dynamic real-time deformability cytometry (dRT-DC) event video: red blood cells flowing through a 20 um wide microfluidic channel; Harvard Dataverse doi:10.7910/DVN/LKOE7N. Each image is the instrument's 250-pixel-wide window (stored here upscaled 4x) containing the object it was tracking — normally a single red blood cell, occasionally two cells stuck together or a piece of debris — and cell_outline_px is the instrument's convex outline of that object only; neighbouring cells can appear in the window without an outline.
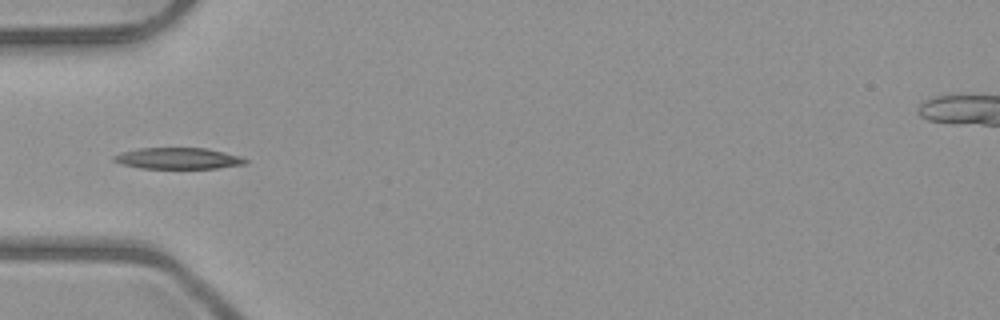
{"species": "common noctule bat (a hibernating species)", "species_latin": "Nyctalus noctula", "temperature_condition": "room temperature", "stored_images_in_passage": 5, "camera_frame_rate_fps": 3000, "um_per_image_px": 0.085, "animal": {"sex": "male", "body_mass_g": 23.1, "forearm_length_mm": 52.7}, "frame": {"image": 1, "passage_image": 5, "time_ms": 4.667, "image_size_px": [1000, 320], "cell_outline_px": [[248, 160], [244, 164], [216, 168], [140, 168], [120, 164], [112, 160], [112, 156], [120, 152], [140, 148], [208, 148], [240, 156]], "centroid_in_image_um": [15.09, 13.46], "position_along_channel_um": 69.9, "area_um2": 16.3}}